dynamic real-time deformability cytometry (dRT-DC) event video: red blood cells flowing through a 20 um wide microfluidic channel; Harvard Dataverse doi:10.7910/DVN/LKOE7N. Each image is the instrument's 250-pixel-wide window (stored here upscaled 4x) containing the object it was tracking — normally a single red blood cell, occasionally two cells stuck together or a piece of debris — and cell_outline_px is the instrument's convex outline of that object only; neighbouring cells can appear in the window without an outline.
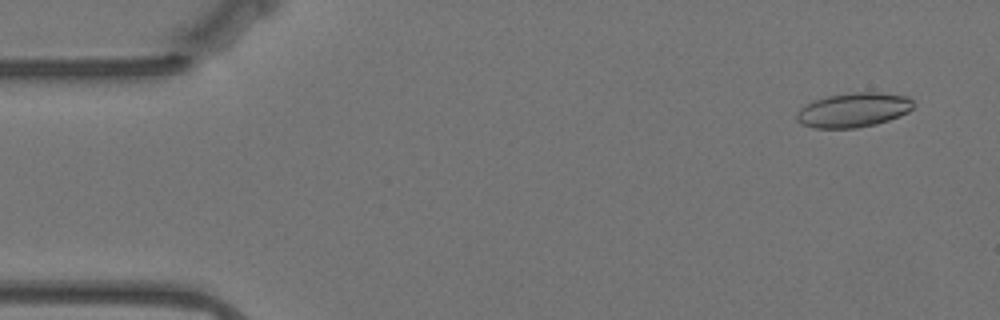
{"species": "Egyptian fruit bat (a non-hibernating species)", "species_latin": "Rousettus aegyptiacus", "temperature_condition": "warm", "stored_images_in_passage": 58, "camera_frame_rate_fps": 3000, "um_per_image_px": 0.085, "animal": {"sex": "female"}, "frame": {"image": 1, "passage_image": 4, "time_ms": 1.0, "image_size_px": [1000, 320], "cell_outline_px": [[912, 108], [908, 112], [900, 116], [876, 124], [856, 128], [812, 128], [796, 120], [796, 116], [800, 108], [804, 104], [812, 100], [828, 96], [856, 92], [876, 92], [908, 96], [912, 100]], "centroid_in_image_um": [72.52, 9.35], "position_along_channel_um": 12.5, "area_um2": 23.41}}
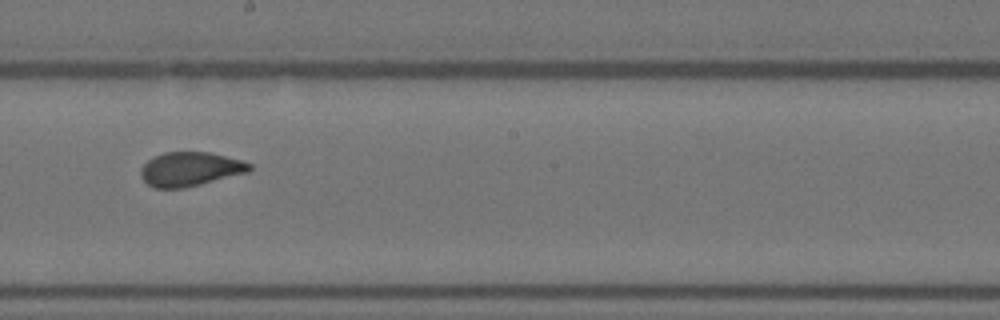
{"frame": {"image": 2, "passage_image": 32, "time_ms": 10.333, "image_size_px": [1000, 320], "cell_outline_px": [[252, 168], [248, 172], [184, 188], [152, 188], [140, 176], [140, 168], [148, 160], [164, 152], [208, 152], [240, 160], [252, 164]], "centroid_in_image_um": [16.13, 14.38], "position_along_channel_um": 232.1, "area_um2": 21.44}}
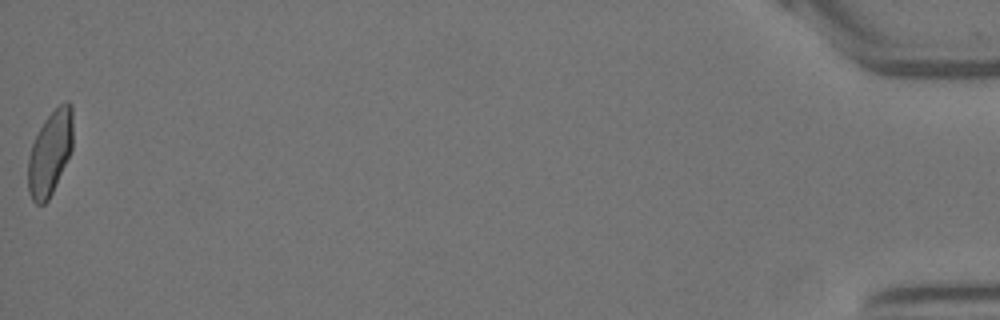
{"frame": {"image": 3, "passage_image": 58, "time_ms": 19.0, "image_size_px": [1000, 320], "cell_outline_px": [[72, 148], [52, 192], [48, 200], [44, 204], [36, 204], [32, 200], [28, 192], [28, 160], [32, 144], [44, 120], [64, 100], [68, 100], [72, 104]], "centroid_in_image_um": [4.25, 12.99], "position_along_channel_um": 431.0, "area_um2": 21.79}, "authors_computed_cell_mechanics": {"area_um2": 22.1374, "velocity_mm_per_s": 3.4985, "shape_relaxation_time_tau1_ms": 4.4072, "shape_relaxation_time_tau2_ms": 1.0867, "deformation_change_tau1": 0.1419, "deformation_change_tau2": 0.0623}}